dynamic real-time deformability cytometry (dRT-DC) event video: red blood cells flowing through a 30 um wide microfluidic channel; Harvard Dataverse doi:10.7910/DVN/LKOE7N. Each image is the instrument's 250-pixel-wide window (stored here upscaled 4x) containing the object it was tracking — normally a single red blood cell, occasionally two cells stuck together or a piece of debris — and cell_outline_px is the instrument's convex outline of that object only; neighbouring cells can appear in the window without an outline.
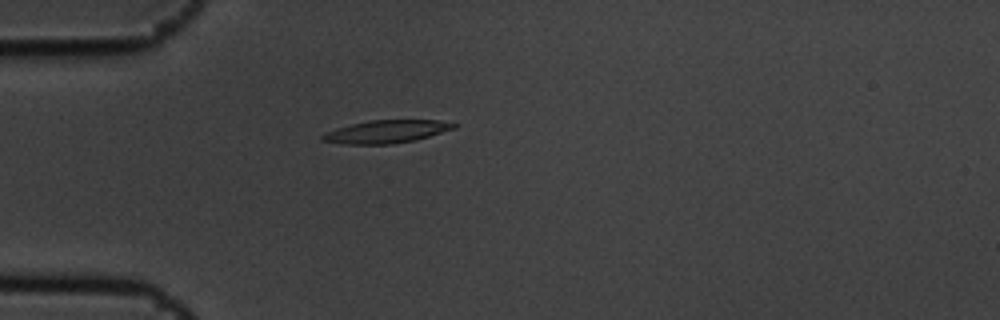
{"species": "common noctule bat (a hibernating species)", "species_latin": "Nyctalus noctula", "temperature_condition": "cold", "stored_images_in_passage": 6, "camera_frame_rate_fps": 3000, "um_per_image_px": 0.085, "animal": {"sex": "male", "body_mass_g": 19.5, "forearm_length_mm": 54.6}, "frame": {"image": 1, "passage_image": 6, "time_ms": 1.667, "image_size_px": [1000, 320], "cell_outline_px": [[456, 128], [416, 140], [392, 144], [344, 144], [320, 140], [320, 136], [324, 132], [336, 128], [368, 120], [440, 120], [456, 124]], "centroid_in_image_um": [32.81, 11.19], "position_along_channel_um": 52.2, "area_um2": 17.57}}